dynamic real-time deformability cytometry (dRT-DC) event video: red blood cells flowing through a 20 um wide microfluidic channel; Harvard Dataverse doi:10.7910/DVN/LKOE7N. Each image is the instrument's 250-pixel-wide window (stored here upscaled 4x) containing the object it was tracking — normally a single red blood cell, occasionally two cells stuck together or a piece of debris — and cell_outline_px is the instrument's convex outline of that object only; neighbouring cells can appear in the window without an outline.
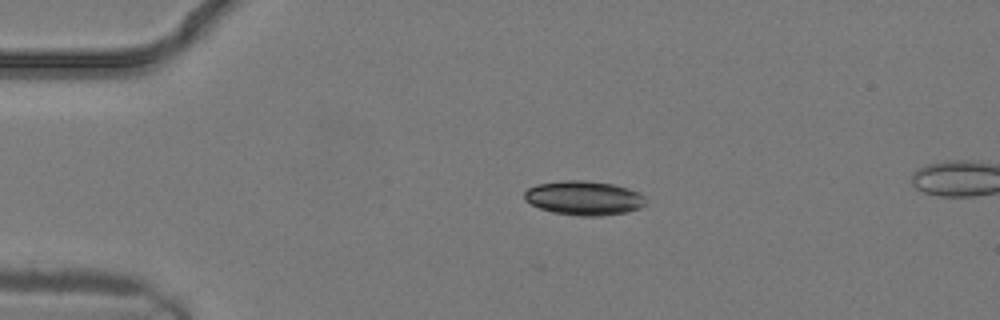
{"species": "common noctule bat (a hibernating species)", "species_latin": "Nyctalus noctula", "temperature_condition": "warm", "stored_images_in_passage": 5, "camera_frame_rate_fps": 3000, "um_per_image_px": 0.085, "animal": {"sex": "male", "body_mass_g": 19.2, "forearm_length_mm": 51.8}, "frame": {"image": 1, "passage_image": 1, "time_ms": 0.0, "image_size_px": [1000, 320], "cell_outline_px": [[644, 204], [640, 208], [628, 212], [600, 216], [580, 216], [552, 212], [540, 208], [524, 200], [524, 192], [528, 188], [536, 184], [564, 180], [584, 180], [612, 184], [628, 188], [640, 192], [644, 196]], "centroid_in_image_um": [49.63, 16.83], "position_along_channel_um": 35.4, "area_um2": 24.28}}
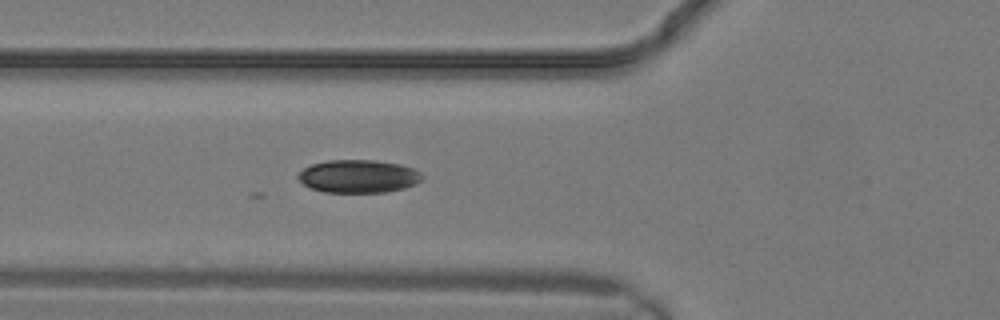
{"frame": {"image": 2, "passage_image": 5, "time_ms": 1.333, "image_size_px": [1000, 320], "cell_outline_px": [[424, 176], [416, 184], [404, 188], [384, 192], [324, 192], [312, 188], [304, 184], [296, 176], [304, 168], [312, 164], [328, 160], [372, 160], [400, 164], [412, 168], [420, 172]], "centroid_in_image_um": [30.47, 14.98], "position_along_channel_um": 95.3, "area_um2": 23.7}}